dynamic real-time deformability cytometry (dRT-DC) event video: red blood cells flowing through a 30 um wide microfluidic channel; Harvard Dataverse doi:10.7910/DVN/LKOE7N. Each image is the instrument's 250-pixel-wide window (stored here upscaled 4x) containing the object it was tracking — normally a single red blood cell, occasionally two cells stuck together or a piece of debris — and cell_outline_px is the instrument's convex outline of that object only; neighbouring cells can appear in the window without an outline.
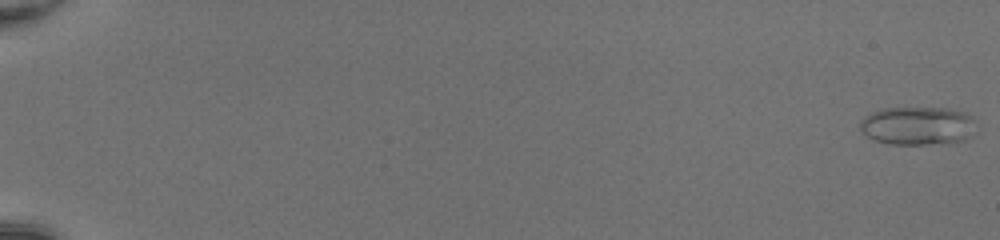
{"species": "common noctule bat (a hibernating species)", "species_latin": "Nyctalus noctula", "temperature_condition": "room temperature", "stored_images_in_passage": 52, "camera_frame_rate_fps": 3000, "um_per_image_px": 0.085, "animal": {"sex": "female", "body_mass_g": 20.0, "forearm_length_mm": 54.0}, "frame": {"image": 1, "passage_image": 1, "time_ms": 0.0, "image_size_px": [1000, 240], "cell_outline_px": [[976, 132], [972, 136], [964, 140], [952, 144], [888, 144], [876, 140], [868, 136], [860, 128], [860, 120], [864, 116], [872, 112], [884, 108], [948, 108], [964, 112], [976, 120]], "centroid_in_image_um": [78.08, 10.7], "position_along_channel_um": 6.9, "area_um2": 26.41}}
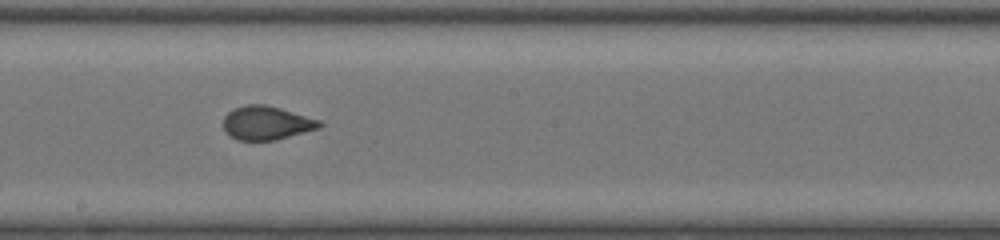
{"frame": {"image": 2, "passage_image": 32, "time_ms": 10.333, "image_size_px": [1000, 240], "cell_outline_px": [[324, 124], [320, 128], [276, 140], [236, 140], [224, 128], [224, 116], [228, 112], [236, 108], [248, 104], [264, 104], [280, 108], [320, 120]], "centroid_in_image_um": [22.69, 10.45], "position_along_channel_um": 225.5, "area_um2": 18.73}}
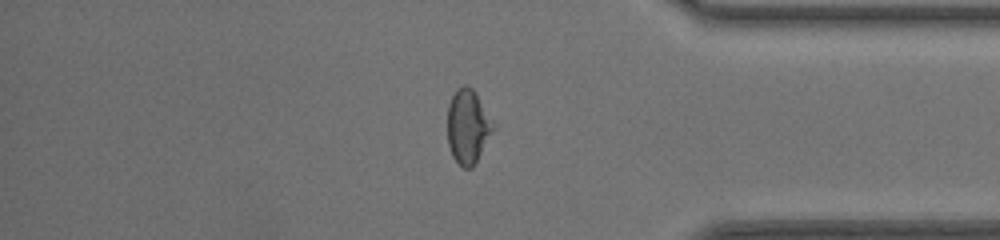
{"frame": {"image": 3, "passage_image": 45, "time_ms": 14.667, "image_size_px": [1000, 240], "cell_outline_px": [[496, 128], [472, 168], [464, 168], [452, 156], [448, 144], [448, 104], [456, 88], [464, 84], [468, 84], [472, 88], [496, 124]], "centroid_in_image_um": [39.79, 10.73], "position_along_channel_um": 395.4, "area_um2": 19.94}}